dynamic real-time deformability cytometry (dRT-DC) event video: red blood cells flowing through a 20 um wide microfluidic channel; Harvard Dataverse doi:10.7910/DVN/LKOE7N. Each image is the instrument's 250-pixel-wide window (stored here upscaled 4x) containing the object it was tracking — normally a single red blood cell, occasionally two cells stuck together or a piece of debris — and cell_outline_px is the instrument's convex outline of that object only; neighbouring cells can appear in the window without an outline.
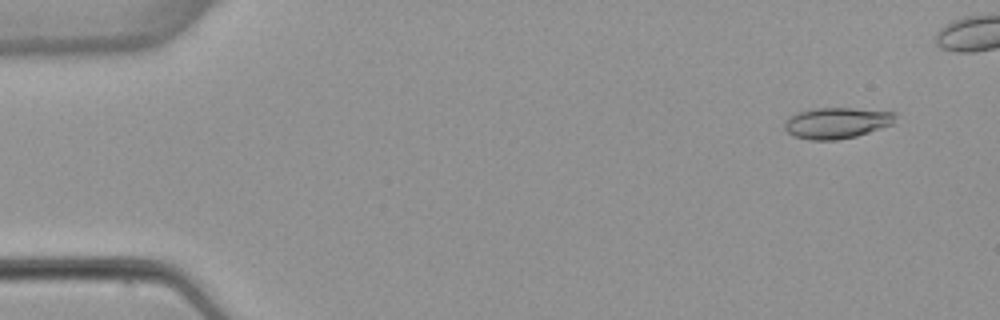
{"species": "common noctule bat (a hibernating species)", "species_latin": "Nyctalus noctula", "temperature_condition": "warm", "stored_images_in_passage": 5, "camera_frame_rate_fps": 3000, "um_per_image_px": 0.085, "animal": {"sex": "female", "body_mass_g": 22.7, "forearm_length_mm": 54.2}, "frame": {"image": 1, "passage_image": 1, "time_ms": 0.0, "image_size_px": [1000, 320], "cell_outline_px": [[896, 116], [892, 124], [856, 136], [836, 140], [808, 140], [796, 136], [788, 132], [784, 128], [784, 120], [800, 112], [812, 108], [852, 108], [896, 112]], "centroid_in_image_um": [71.11, 10.45], "position_along_channel_um": 13.9, "area_um2": 19.88}}